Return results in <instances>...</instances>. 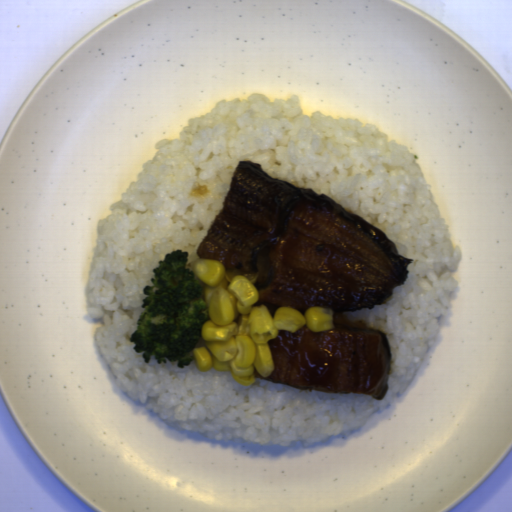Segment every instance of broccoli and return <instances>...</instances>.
I'll return each mask as SVG.
<instances>
[{
  "instance_id": "1",
  "label": "broccoli",
  "mask_w": 512,
  "mask_h": 512,
  "mask_svg": "<svg viewBox=\"0 0 512 512\" xmlns=\"http://www.w3.org/2000/svg\"><path fill=\"white\" fill-rule=\"evenodd\" d=\"M189 251L176 248L152 269V285H144L141 312L129 338L145 364L176 363L185 369L193 362L190 351L201 337L202 325L210 321L203 286L187 269Z\"/></svg>"
}]
</instances>
